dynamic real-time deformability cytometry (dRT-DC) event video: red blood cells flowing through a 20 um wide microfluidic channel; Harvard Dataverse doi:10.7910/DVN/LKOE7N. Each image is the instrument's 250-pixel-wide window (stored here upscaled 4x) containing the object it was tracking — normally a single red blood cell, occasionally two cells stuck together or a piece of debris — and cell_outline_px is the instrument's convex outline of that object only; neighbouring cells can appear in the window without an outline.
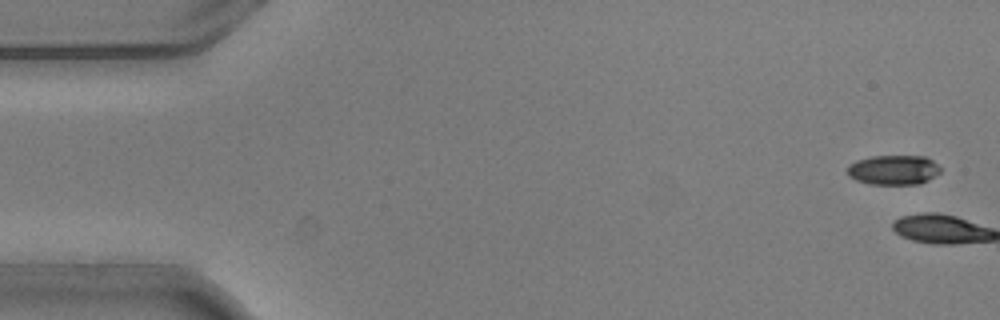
{"species": "common noctule bat (a hibernating species)", "species_latin": "Nyctalus noctula", "temperature_condition": "warm", "stored_images_in_passage": 4, "camera_frame_rate_fps": 3000, "um_per_image_px": 0.085, "animal": {"sex": "male", "body_mass_g": 20.5, "forearm_length_mm": 52.5}, "frame": {"image": 1, "passage_image": 1, "time_ms": 0.0, "image_size_px": [1000, 320], "cell_outline_px": [[940, 172], [928, 180], [920, 184], [868, 184], [856, 180], [848, 176], [848, 164], [856, 160], [872, 156], [924, 156], [932, 160], [940, 168]], "centroid_in_image_um": [75.92, 14.44], "position_along_channel_um": 9.1, "area_um2": 16.13}}